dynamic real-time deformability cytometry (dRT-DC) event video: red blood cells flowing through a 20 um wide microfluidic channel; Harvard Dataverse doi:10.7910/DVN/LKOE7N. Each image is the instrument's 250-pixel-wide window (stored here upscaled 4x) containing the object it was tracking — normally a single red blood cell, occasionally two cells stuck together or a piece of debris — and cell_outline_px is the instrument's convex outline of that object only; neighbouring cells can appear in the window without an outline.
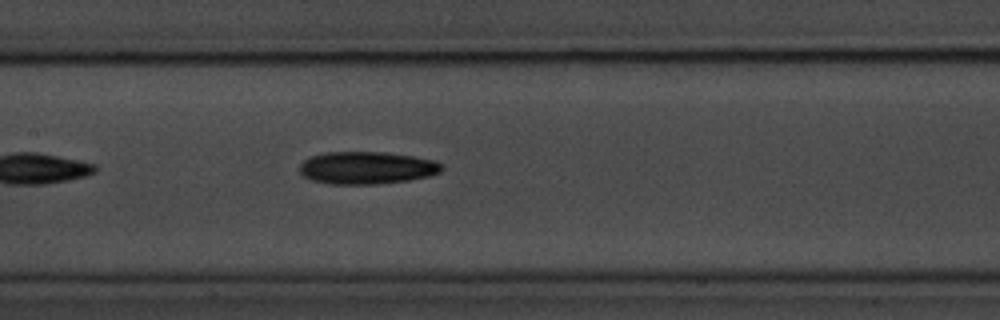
{"species": "common noctule bat (a hibernating species)", "species_latin": "Nyctalus noctula", "temperature_condition": "room temperature", "stored_images_in_passage": 26, "camera_frame_rate_fps": 3000, "um_per_image_px": 0.085, "animal": {"sex": "male", "body_mass_g": 20.1, "forearm_length_mm": 53.5}, "frame": {"image": 1, "passage_image": 12, "time_ms": 3.667, "image_size_px": [1000, 320], "cell_outline_px": [[444, 168], [440, 172], [428, 176], [408, 180], [380, 184], [328, 184], [312, 180], [304, 176], [300, 172], [300, 164], [304, 160], [312, 156], [324, 152], [384, 152], [412, 156], [436, 160], [444, 164]], "centroid_in_image_um": [31.2, 14.26], "position_along_channel_um": 176.2, "area_um2": 27.05}}